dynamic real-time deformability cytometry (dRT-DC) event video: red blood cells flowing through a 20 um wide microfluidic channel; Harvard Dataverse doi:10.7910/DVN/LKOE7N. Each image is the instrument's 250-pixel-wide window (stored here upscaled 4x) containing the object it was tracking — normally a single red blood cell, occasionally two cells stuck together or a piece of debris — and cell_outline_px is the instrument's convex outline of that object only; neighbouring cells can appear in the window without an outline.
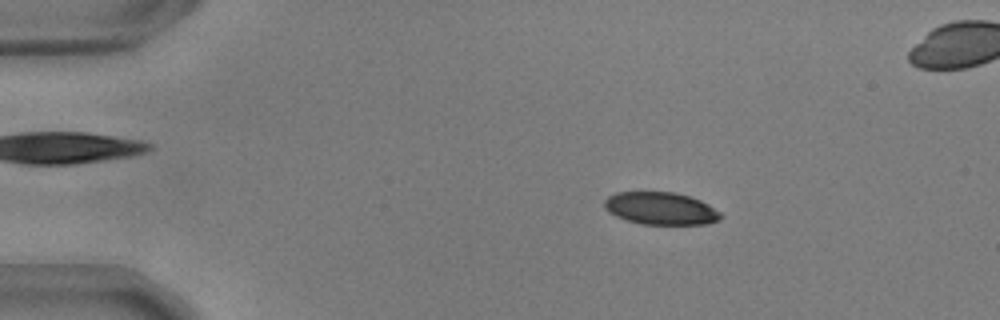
{"species": "common noctule bat (a hibernating species)", "species_latin": "Nyctalus noctula", "temperature_condition": "warm", "stored_images_in_passage": 55, "camera_frame_rate_fps": 3000, "um_per_image_px": 0.085, "animal": {"sex": "male", "body_mass_g": 17.9, "forearm_length_mm": 54.2}, "frame": {"image": 1, "passage_image": 9, "time_ms": 2.667, "image_size_px": [1000, 320], "cell_outline_px": [[724, 216], [720, 220], [704, 224], [640, 224], [616, 216], [608, 212], [604, 208], [604, 200], [608, 196], [616, 192], [676, 192], [700, 200], [708, 204], [720, 212]], "centroid_in_image_um": [56.16, 17.71], "position_along_channel_um": 28.8, "area_um2": 22.08}}
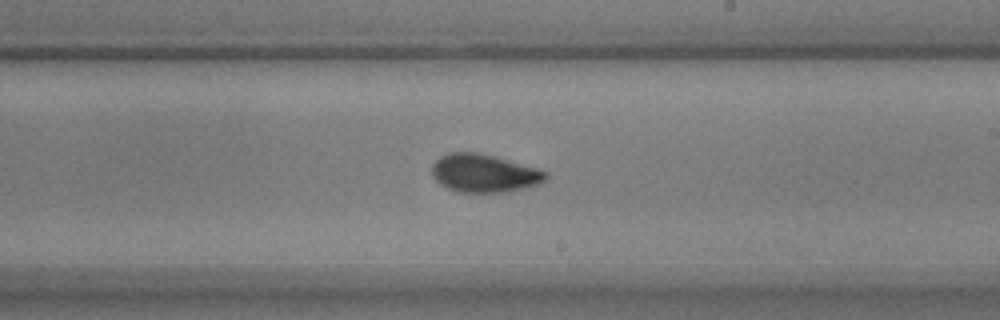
{"frame": {"image": 2, "passage_image": 32, "time_ms": 10.333, "image_size_px": [1000, 320], "cell_outline_px": [[548, 176], [540, 184], [508, 192], [460, 192], [448, 188], [440, 184], [432, 176], [432, 164], [440, 156], [448, 152], [476, 152], [540, 168], [548, 172]], "centroid_in_image_um": [41.16, 14.72], "position_along_channel_um": 247.8, "area_um2": 25.37}}
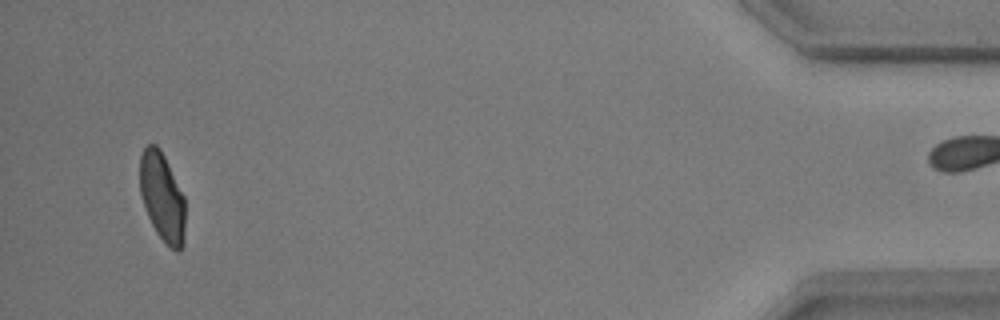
{"frame": {"image": 3, "passage_image": 52, "time_ms": 17.0, "image_size_px": [1000, 320], "cell_outline_px": [[184, 244], [180, 252], [176, 252], [156, 232], [148, 216], [140, 192], [140, 156], [144, 148], [148, 144], [156, 144], [160, 148], [184, 196]], "centroid_in_image_um": [13.79, 16.74], "position_along_channel_um": 421.4, "area_um2": 23.18}, "authors_computed_cell_mechanics": {"area_um2": 24.3916, "velocity_mm_per_s": 3.6902, "shape_relaxation_time_tau1_ms": 2.584, "shape_relaxation_time_tau2_ms": 1.2843, "deformation_change_tau1": 0.1466, "deformation_change_tau2": 0.0622}}